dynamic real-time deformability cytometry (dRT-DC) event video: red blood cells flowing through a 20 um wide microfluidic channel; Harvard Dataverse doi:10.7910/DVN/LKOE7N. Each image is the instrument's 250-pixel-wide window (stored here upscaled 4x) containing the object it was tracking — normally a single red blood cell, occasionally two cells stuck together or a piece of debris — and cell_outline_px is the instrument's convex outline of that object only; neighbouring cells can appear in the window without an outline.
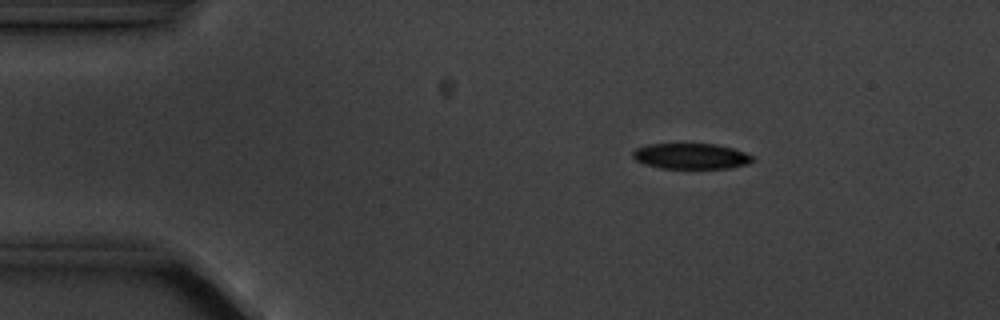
{"species": "common noctule bat (a hibernating species)", "species_latin": "Nyctalus noctula", "temperature_condition": "cold", "stored_images_in_passage": 5, "camera_frame_rate_fps": 3000, "um_per_image_px": 0.085, "animal": {"sex": "male", "body_mass_g": 20.1, "forearm_length_mm": 53.5}, "frame": {"image": 1, "passage_image": 3, "time_ms": 2.333, "image_size_px": [1000, 320], "cell_outline_px": [[756, 160], [748, 164], [728, 168], [660, 168], [644, 164], [636, 160], [632, 156], [632, 152], [636, 148], [648, 144], [716, 144], [732, 148], [756, 156]], "centroid_in_image_um": [58.77, 13.27], "position_along_channel_um": 26.2, "area_um2": 18.03}}